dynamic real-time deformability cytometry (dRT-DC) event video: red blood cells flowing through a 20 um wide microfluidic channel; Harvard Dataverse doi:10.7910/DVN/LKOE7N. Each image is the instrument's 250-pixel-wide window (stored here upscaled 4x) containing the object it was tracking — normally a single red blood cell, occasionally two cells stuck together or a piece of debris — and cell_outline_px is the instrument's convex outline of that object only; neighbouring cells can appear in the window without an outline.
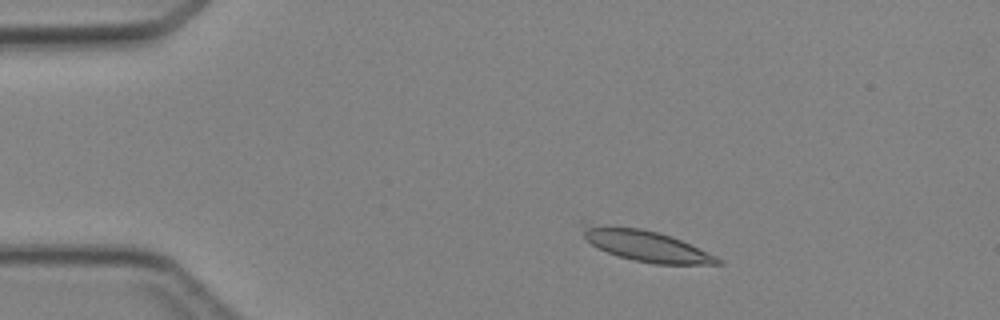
{"species": "Egyptian fruit bat (a non-hibernating species)", "species_latin": "Rousettus aegyptiacus", "temperature_condition": "cold", "stored_images_in_passage": 4, "camera_frame_rate_fps": 3000, "um_per_image_px": 0.085, "animal": {"sex": "female"}, "frame": {"image": 1, "passage_image": 1, "time_ms": 0.0, "image_size_px": [1000, 320], "cell_outline_px": [[724, 264], [656, 264], [632, 260], [608, 252], [584, 240], [580, 224], [580, 220], [584, 220], [640, 228], [672, 236], [716, 256], [724, 260]], "centroid_in_image_um": [54.77, 20.82], "position_along_channel_um": 30.2, "area_um2": 25.14}}
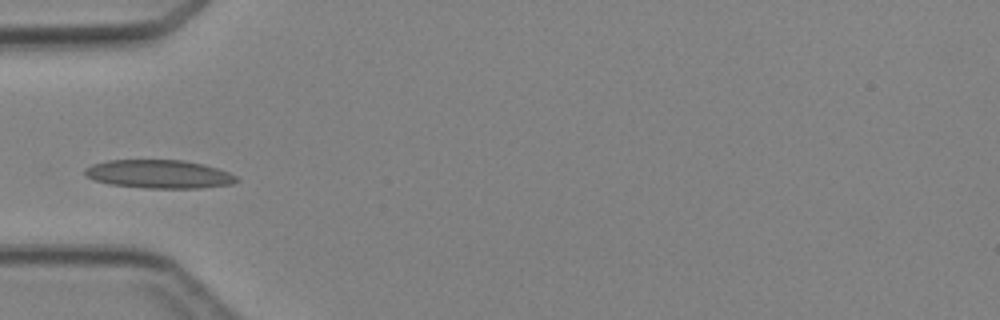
{"frame": {"image": 2, "passage_image": 3, "time_ms": 2.333, "image_size_px": [1000, 320], "cell_outline_px": [[240, 180], [232, 184], [200, 188], [148, 188], [108, 184], [96, 180], [88, 176], [84, 172], [84, 168], [92, 164], [108, 160], [184, 160], [204, 164], [228, 172], [236, 176]], "centroid_in_image_um": [13.53, 14.79], "position_along_channel_um": 71.5, "area_um2": 25.09}}
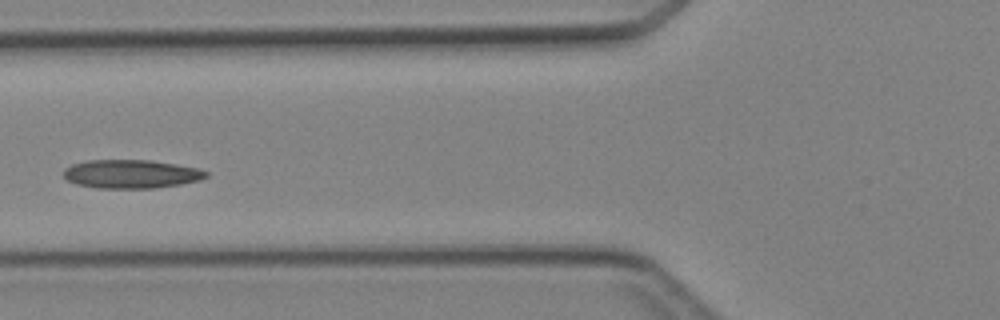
{"frame": {"image": 3, "passage_image": 4, "time_ms": 3.333, "image_size_px": [1000, 320], "cell_outline_px": [[208, 176], [200, 180], [180, 184], [156, 188], [96, 188], [76, 184], [68, 180], [64, 176], [64, 168], [72, 164], [88, 160], [152, 160], [200, 168], [208, 172]], "centroid_in_image_um": [11.17, 14.78], "position_along_channel_um": 114.6, "area_um2": 23.87}}